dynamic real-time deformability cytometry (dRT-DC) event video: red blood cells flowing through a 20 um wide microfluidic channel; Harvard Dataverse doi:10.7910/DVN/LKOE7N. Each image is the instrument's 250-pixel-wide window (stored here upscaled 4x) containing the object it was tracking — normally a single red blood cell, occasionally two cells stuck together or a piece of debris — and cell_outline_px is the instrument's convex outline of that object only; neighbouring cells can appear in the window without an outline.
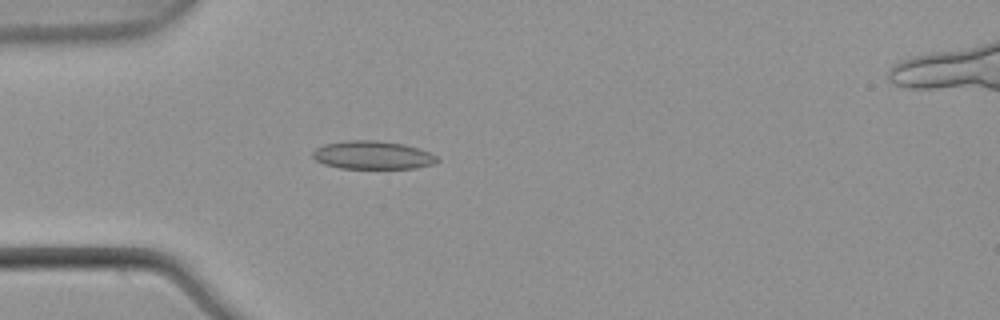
{"species": "common noctule bat (a hibernating species)", "species_latin": "Nyctalus noctula", "temperature_condition": "warm", "stored_images_in_passage": 43, "camera_frame_rate_fps": 3000, "um_per_image_px": 0.085, "animal": {"sex": "male", "body_mass_g": 21.5, "forearm_length_mm": 52.0}, "frame": {"image": 1, "passage_image": 6, "time_ms": 1.667, "image_size_px": [1000, 320], "cell_outline_px": [[440, 160], [432, 164], [416, 168], [340, 168], [324, 164], [316, 160], [312, 156], [312, 152], [316, 148], [324, 144], [348, 140], [376, 140], [404, 144], [420, 148], [436, 156]], "centroid_in_image_um": [31.67, 13.18], "position_along_channel_um": 53.3, "area_um2": 20.46}}
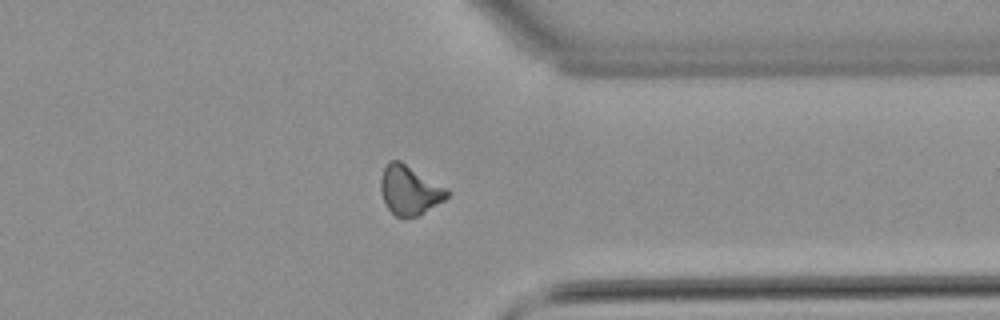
{"frame": {"image": 2, "passage_image": 32, "time_ms": 10.333, "image_size_px": [1000, 320], "cell_outline_px": [[452, 192], [444, 200], [420, 216], [404, 220], [396, 216], [388, 208], [380, 192], [380, 180], [384, 168], [388, 160], [400, 160], [448, 188]], "centroid_in_image_um": [34.83, 16.19], "position_along_channel_um": 376.6, "area_um2": 19.54}}
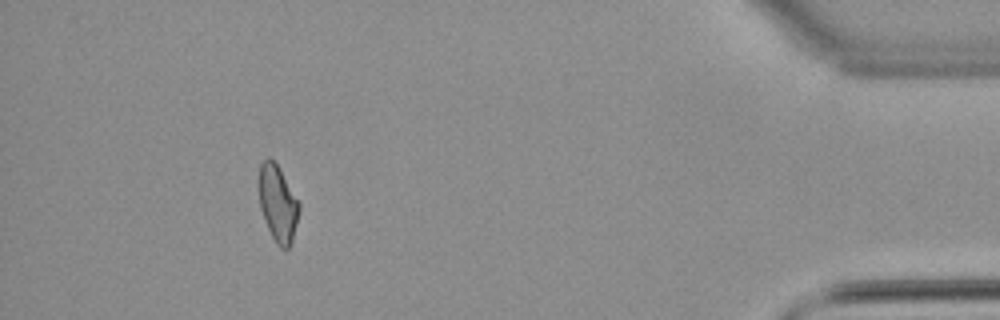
{"frame": {"image": 3, "passage_image": 39, "time_ms": 12.667, "image_size_px": [1000, 320], "cell_outline_px": [[300, 208], [292, 240], [288, 248], [280, 248], [276, 244], [268, 228], [260, 208], [256, 184], [260, 164], [268, 156], [276, 164], [300, 204]], "centroid_in_image_um": [23.56, 17.27], "position_along_channel_um": 411.6, "area_um2": 17.92}, "authors_computed_cell_mechanics": {"area_um2": 18.6116, "velocity_mm_per_s": 3.8836, "shape_relaxation_time_tau1_ms": null, "shape_relaxation_time_tau2_ms": 2.4804, "deformation_change_tau1": null, "deformation_change_tau2": 0.1061}}